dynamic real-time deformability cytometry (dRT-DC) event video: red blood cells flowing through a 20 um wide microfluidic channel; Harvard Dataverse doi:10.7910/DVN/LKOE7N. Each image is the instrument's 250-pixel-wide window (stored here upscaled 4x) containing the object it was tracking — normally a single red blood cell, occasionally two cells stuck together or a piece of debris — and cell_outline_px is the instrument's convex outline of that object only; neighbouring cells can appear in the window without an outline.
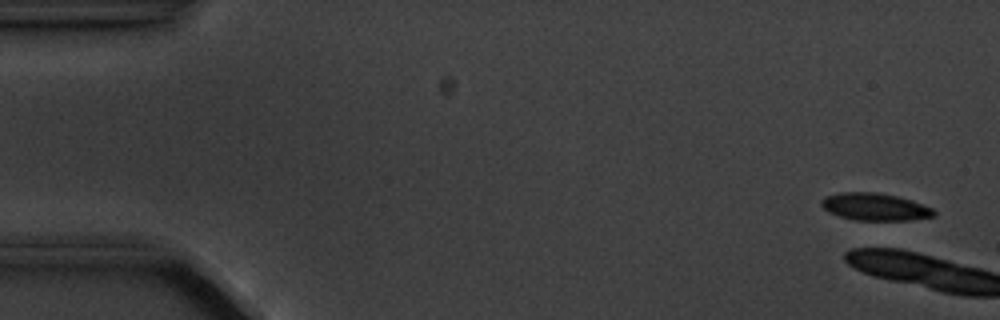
{"species": "common noctule bat (a hibernating species)", "species_latin": "Nyctalus noctula", "temperature_condition": "cold", "stored_images_in_passage": 6, "camera_frame_rate_fps": 3000, "um_per_image_px": 0.085, "animal": {"sex": "male", "body_mass_g": 20.1, "forearm_length_mm": 53.5}, "frame": {"image": 1, "passage_image": 1, "time_ms": 0.0, "image_size_px": [1000, 320], "cell_outline_px": [[936, 216], [908, 220], [856, 220], [840, 216], [828, 212], [820, 204], [820, 200], [824, 196], [840, 192], [876, 192], [896, 196], [912, 200], [932, 208], [936, 212]], "centroid_in_image_um": [74.35, 17.57], "position_along_channel_um": 10.7, "area_um2": 17.98}}